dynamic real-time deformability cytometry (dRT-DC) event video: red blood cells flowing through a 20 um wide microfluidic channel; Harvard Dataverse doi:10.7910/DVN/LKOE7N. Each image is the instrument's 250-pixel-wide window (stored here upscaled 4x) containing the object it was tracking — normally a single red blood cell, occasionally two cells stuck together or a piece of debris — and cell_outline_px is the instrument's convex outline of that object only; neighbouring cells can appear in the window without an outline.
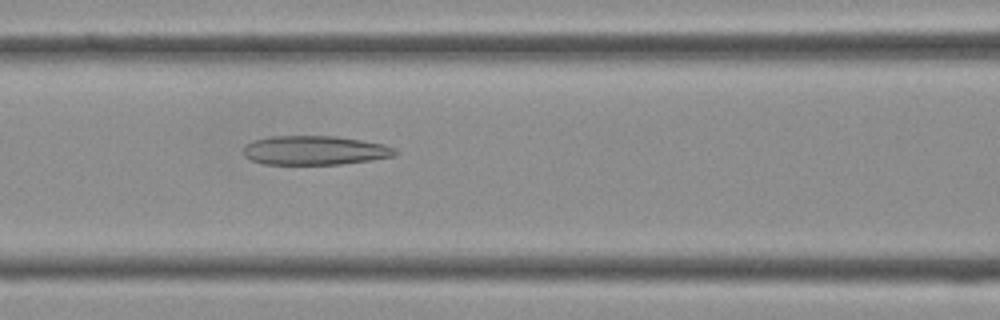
{"species": "Egyptian fruit bat (a non-hibernating species)", "species_latin": "Rousettus aegyptiacus", "temperature_condition": "cold", "stored_images_in_passage": 33, "camera_frame_rate_fps": 3000, "um_per_image_px": 0.085, "frame": {"image": 1, "passage_image": 10, "time_ms": 3.0, "image_size_px": [1000, 320], "cell_outline_px": [[400, 152], [396, 156], [372, 160], [340, 164], [264, 164], [252, 160], [244, 156], [244, 144], [252, 140], [268, 136], [336, 136], [384, 144], [396, 148]], "centroid_in_image_um": [26.78, 12.77], "position_along_channel_um": 139.8, "area_um2": 26.01}}
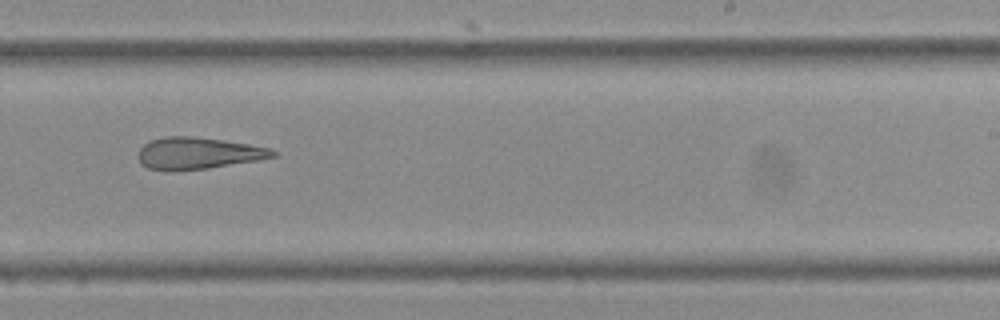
{"frame": {"image": 2, "passage_image": 18, "time_ms": 5.667, "image_size_px": [1000, 320], "cell_outline_px": [[276, 156], [260, 160], [208, 168], [172, 172], [168, 172], [148, 168], [140, 164], [136, 156], [136, 152], [144, 144], [152, 140], [164, 136], [192, 136], [224, 140], [248, 144], [268, 148], [276, 152]], "centroid_in_image_um": [16.76, 13.04], "position_along_channel_um": 272.2, "area_um2": 25.32}}
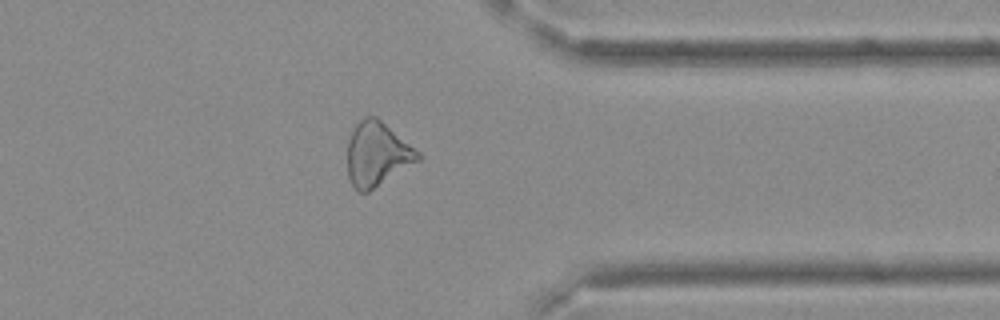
{"frame": {"image": 3, "passage_image": 25, "time_ms": 8.0, "image_size_px": [1000, 320], "cell_outline_px": [[420, 160], [368, 192], [360, 192], [352, 184], [348, 176], [348, 140], [356, 124], [364, 116], [376, 116], [420, 152]], "centroid_in_image_um": [32.05, 13.09], "position_along_channel_um": 379.3, "area_um2": 26.07}}